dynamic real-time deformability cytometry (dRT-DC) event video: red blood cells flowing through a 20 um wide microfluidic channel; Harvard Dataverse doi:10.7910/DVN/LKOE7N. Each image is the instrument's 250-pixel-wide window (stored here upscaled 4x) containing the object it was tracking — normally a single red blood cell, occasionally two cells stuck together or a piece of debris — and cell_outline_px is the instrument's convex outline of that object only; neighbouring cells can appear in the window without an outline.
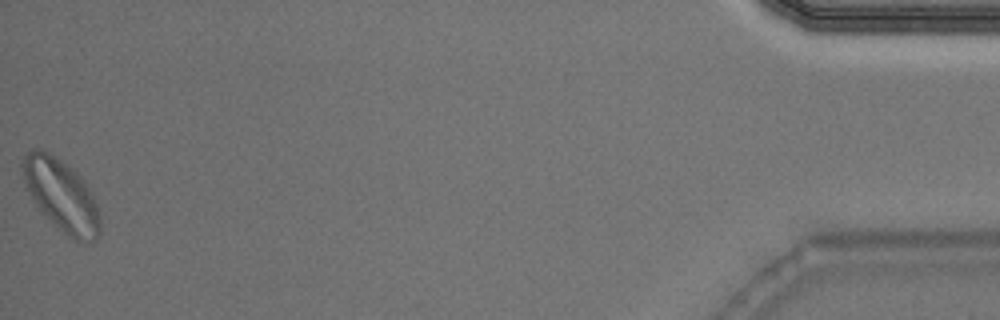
{"species": "Egyptian fruit bat (a non-hibernating species)", "species_latin": "Rousettus aegyptiacus", "temperature_condition": "warm", "stored_images_in_passage": 44, "segment_of_instrument_passage": [2, 2], "camera_frame_rate_fps": 3000, "um_per_image_px": 0.085, "animal": {"sex": "male"}, "frame": {"image": 1, "passage_image": 44, "time_ms": 14.333, "image_size_px": [1000, 320], "cell_outline_px": [[100, 232], [96, 240], [76, 240], [68, 236], [36, 204], [24, 180], [20, 168], [20, 164], [24, 156], [32, 148], [40, 148], [48, 152], [72, 168], [84, 180], [96, 204], [100, 216]], "centroid_in_image_um": [5.21, 16.54], "position_along_channel_um": 430.0, "area_um2": 31.62}}